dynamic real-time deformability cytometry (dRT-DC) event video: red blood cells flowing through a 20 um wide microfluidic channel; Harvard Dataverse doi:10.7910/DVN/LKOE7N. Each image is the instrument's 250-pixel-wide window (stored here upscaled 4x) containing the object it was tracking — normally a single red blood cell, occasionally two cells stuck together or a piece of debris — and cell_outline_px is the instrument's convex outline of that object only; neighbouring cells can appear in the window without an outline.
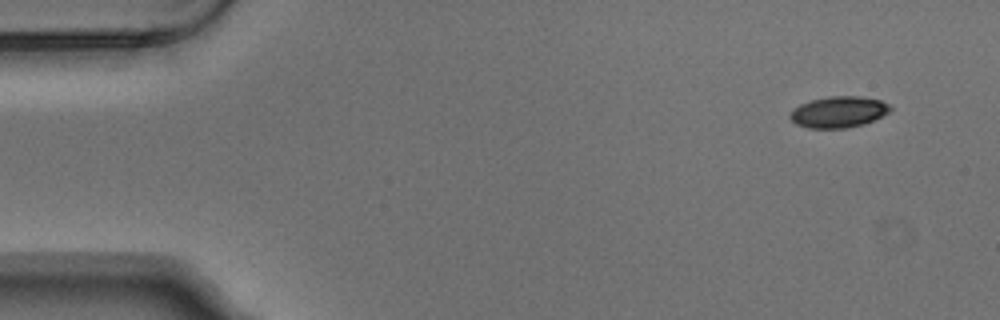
{"species": "Egyptian fruit bat (a non-hibernating species)", "species_latin": "Rousettus aegyptiacus", "temperature_condition": "warm", "stored_images_in_passage": 5, "camera_frame_rate_fps": 3000, "um_per_image_px": 0.085, "animal": {"sex": "male"}, "frame": {"image": 1, "passage_image": 1, "time_ms": 0.0, "image_size_px": [1000, 320], "cell_outline_px": [[892, 108], [888, 112], [864, 124], [848, 128], [808, 128], [796, 124], [788, 116], [792, 108], [800, 104], [812, 100], [832, 96], [860, 96], [880, 100], [888, 104]], "centroid_in_image_um": [71.24, 9.52], "position_along_channel_um": 13.8, "area_um2": 18.15}}
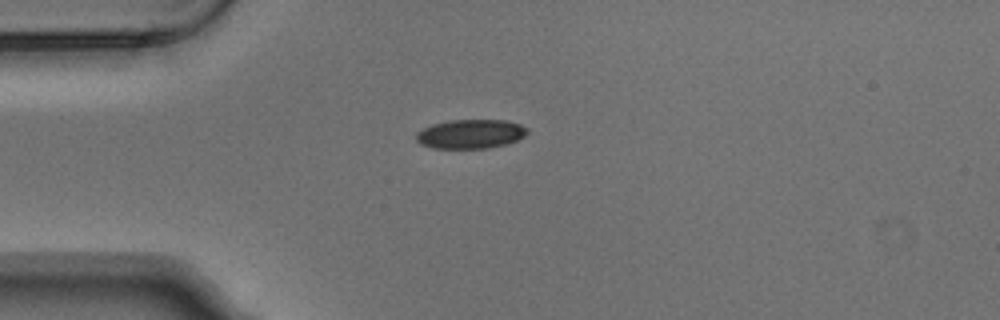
{"frame": {"image": 2, "passage_image": 4, "time_ms": 1.0, "image_size_px": [1000, 320], "cell_outline_px": [[528, 132], [524, 136], [516, 140], [504, 144], [488, 148], [432, 148], [420, 144], [416, 140], [416, 132], [432, 124], [448, 120], [508, 120], [520, 124], [528, 128]], "centroid_in_image_um": [39.98, 11.38], "position_along_channel_um": 45.0, "area_um2": 18.9}}
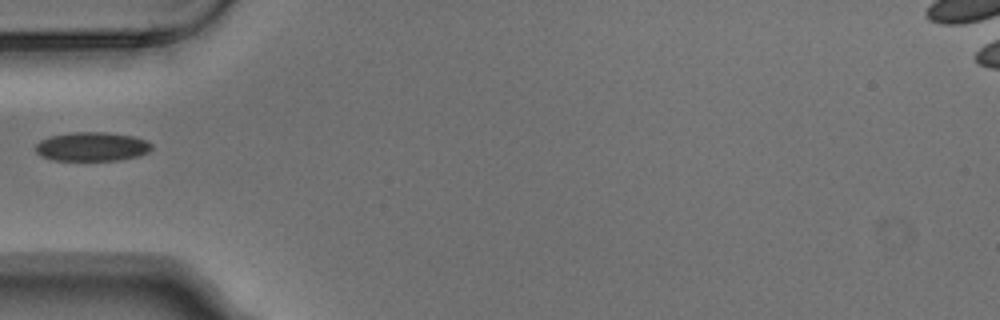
{"frame": {"image": 3, "passage_image": 5, "time_ms": 1.333, "image_size_px": [1000, 320], "cell_outline_px": [[152, 148], [148, 152], [136, 156], [120, 160], [52, 160], [40, 156], [36, 152], [36, 144], [40, 140], [52, 136], [72, 132], [104, 132], [132, 136], [144, 140], [152, 144]], "centroid_in_image_um": [7.79, 12.46], "position_along_channel_um": 77.2, "area_um2": 19.48}}